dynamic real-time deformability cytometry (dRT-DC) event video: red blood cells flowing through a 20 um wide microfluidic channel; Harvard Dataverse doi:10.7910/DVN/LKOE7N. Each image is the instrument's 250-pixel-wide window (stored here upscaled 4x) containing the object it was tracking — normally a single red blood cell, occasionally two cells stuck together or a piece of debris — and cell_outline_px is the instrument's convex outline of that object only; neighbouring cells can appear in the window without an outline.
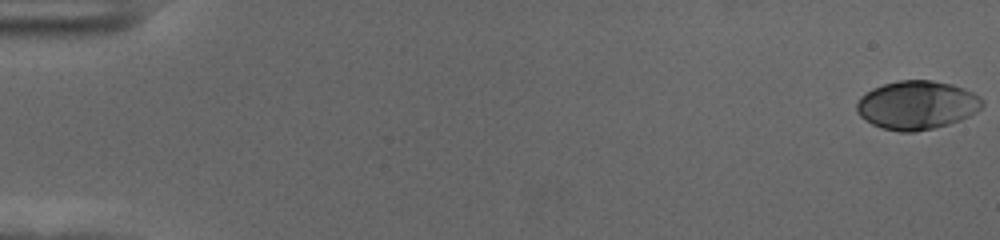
{"species": "human", "species_latin": "Homo sapiens", "temperature_condition": "cold", "stored_images_in_passage": 57, "camera_frame_rate_fps": 3000, "um_per_image_px": 0.085, "donor": {"sex": "female"}, "frame": {"image": 1, "passage_image": 1, "time_ms": 0.0, "image_size_px": [1000, 240], "cell_outline_px": [[984, 104], [976, 112], [960, 120], [948, 124], [916, 132], [900, 132], [880, 128], [864, 120], [856, 112], [856, 104], [860, 96], [872, 88], [884, 84], [900, 80], [932, 80], [952, 84], [964, 88], [980, 96], [984, 100]], "centroid_in_image_um": [77.92, 8.93], "position_along_channel_um": 7.1, "area_um2": 35.84}}
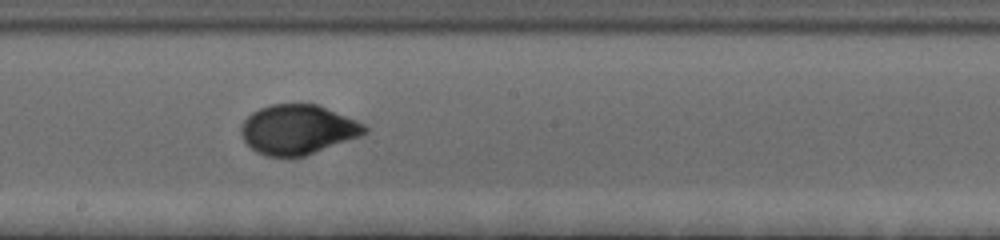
{"frame": {"image": 2, "passage_image": 33, "time_ms": 10.667, "image_size_px": [1000, 240], "cell_outline_px": [[368, 132], [360, 136], [304, 156], [264, 156], [256, 152], [244, 140], [240, 132], [240, 128], [244, 120], [252, 112], [260, 108], [272, 104], [316, 104], [356, 120], [364, 124], [368, 128]], "centroid_in_image_um": [25.3, 11.01], "position_along_channel_um": 222.9, "area_um2": 35.43}}
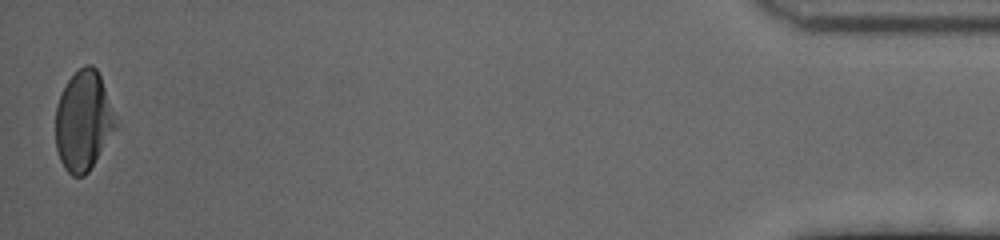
{"frame": {"image": 3, "passage_image": 57, "time_ms": 18.667, "image_size_px": [1000, 240], "cell_outline_px": [[116, 128], [88, 172], [84, 176], [72, 176], [64, 168], [60, 160], [56, 148], [56, 104], [68, 80], [84, 64], [92, 64], [96, 68], [100, 76], [116, 124]], "centroid_in_image_um": [7.05, 10.29], "position_along_channel_um": 428.1, "area_um2": 34.22}, "authors_computed_cell_mechanics": {"area_um2": 34.969, "velocity_mm_per_s": 3.6015, "shape_relaxation_time_tau1_ms": 3.2424, "shape_relaxation_time_tau2_ms": null, "deformation_change_tau1": 0.1645, "deformation_change_tau2": null}}